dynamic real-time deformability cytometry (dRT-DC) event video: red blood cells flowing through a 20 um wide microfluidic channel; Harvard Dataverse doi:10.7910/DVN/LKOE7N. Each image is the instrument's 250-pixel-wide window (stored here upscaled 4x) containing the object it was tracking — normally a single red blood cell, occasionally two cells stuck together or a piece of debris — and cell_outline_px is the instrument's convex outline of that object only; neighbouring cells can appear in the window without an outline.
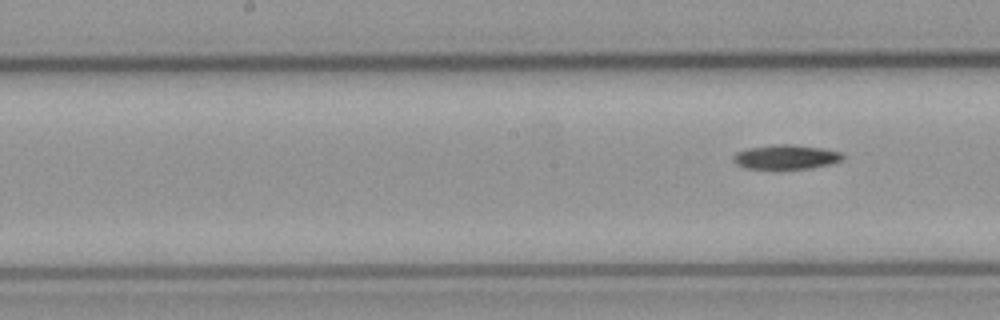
{"species": "common noctule bat (a hibernating species)", "species_latin": "Nyctalus noctula", "temperature_condition": "cold", "stored_images_in_passage": 5, "segment_of_instrument_passage": [2, 2], "camera_frame_rate_fps": 3000, "um_per_image_px": 0.085, "animal": {"sex": "male", "body_mass_g": 23.1, "forearm_length_mm": 52.7}, "frame": {"image": 1, "passage_image": 5, "time_ms": 5.667, "image_size_px": [1000, 320], "cell_outline_px": [[844, 156], [840, 160], [832, 164], [812, 168], [744, 168], [736, 164], [732, 160], [732, 156], [736, 152], [748, 148], [776, 144], [792, 144], [820, 148], [840, 152]], "centroid_in_image_um": [66.77, 13.34], "position_along_channel_um": 181.4, "area_um2": 15.43}}